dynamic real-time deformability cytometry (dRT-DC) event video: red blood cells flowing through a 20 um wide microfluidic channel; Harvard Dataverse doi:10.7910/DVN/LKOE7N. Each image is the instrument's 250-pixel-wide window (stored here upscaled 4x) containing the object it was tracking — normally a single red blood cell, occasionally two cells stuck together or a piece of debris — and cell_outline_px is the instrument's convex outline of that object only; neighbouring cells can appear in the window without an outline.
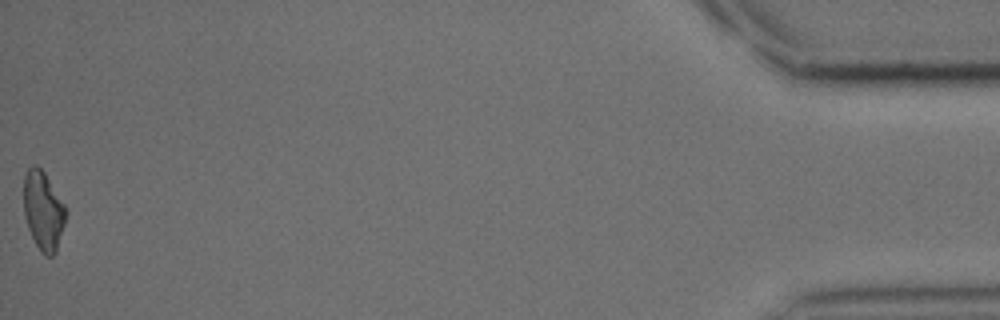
{"species": "common noctule bat (a hibernating species)", "species_latin": "Nyctalus noctula", "temperature_condition": "cold", "stored_images_in_passage": 47, "camera_frame_rate_fps": 3000, "um_per_image_px": 0.085, "animal": {"sex": "male", "body_mass_g": 15.6}, "frame": {"image": 1, "passage_image": 47, "time_ms": 15.333, "image_size_px": [1000, 320], "cell_outline_px": [[68, 212], [56, 252], [52, 256], [44, 256], [40, 252], [28, 228], [24, 216], [24, 176], [28, 168], [32, 164], [36, 164], [44, 172], [64, 204]], "centroid_in_image_um": [3.68, 17.92], "position_along_channel_um": 431.5, "area_um2": 19.42}}